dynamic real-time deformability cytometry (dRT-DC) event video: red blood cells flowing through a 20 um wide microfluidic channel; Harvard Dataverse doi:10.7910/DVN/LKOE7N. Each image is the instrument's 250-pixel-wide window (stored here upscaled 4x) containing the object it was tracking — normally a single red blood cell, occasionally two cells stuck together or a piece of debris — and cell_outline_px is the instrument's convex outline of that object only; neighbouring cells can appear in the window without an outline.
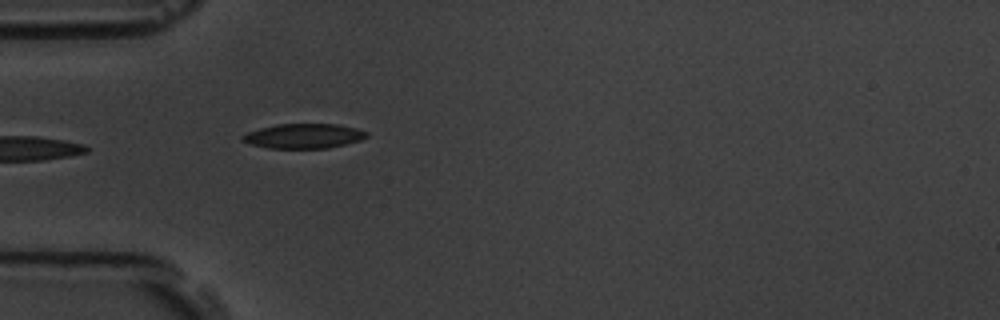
{"species": "common noctule bat (a hibernating species)", "species_latin": "Nyctalus noctula", "temperature_condition": "room temperature", "stored_images_in_passage": 5, "camera_frame_rate_fps": 3000, "um_per_image_px": 0.085, "animal": {"sex": "male", "body_mass_g": 19.5, "forearm_length_mm": 54.6}, "frame": {"image": 1, "passage_image": 5, "time_ms": 4.667, "image_size_px": [1000, 320], "cell_outline_px": [[368, 136], [360, 140], [328, 148], [268, 148], [248, 144], [240, 140], [240, 136], [248, 132], [260, 128], [276, 124], [336, 124], [356, 128], [368, 132]], "centroid_in_image_um": [25.77, 11.56], "position_along_channel_um": 59.2, "area_um2": 17.92}}